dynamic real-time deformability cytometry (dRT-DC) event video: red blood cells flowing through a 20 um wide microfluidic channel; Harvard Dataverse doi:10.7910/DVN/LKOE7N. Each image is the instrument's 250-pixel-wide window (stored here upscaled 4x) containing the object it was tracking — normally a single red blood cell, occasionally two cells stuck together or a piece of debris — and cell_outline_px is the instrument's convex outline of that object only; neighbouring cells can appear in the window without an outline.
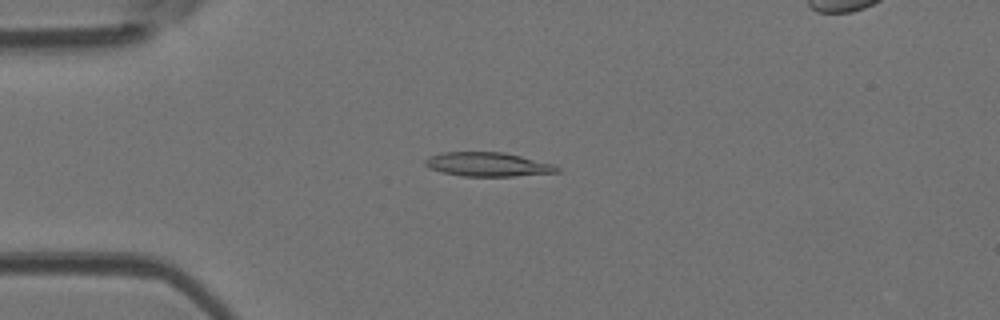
{"species": "Egyptian fruit bat (a non-hibernating species)", "species_latin": "Rousettus aegyptiacus", "temperature_condition": "room temperature", "stored_images_in_passage": 5, "camera_frame_rate_fps": 3000, "um_per_image_px": 0.085, "animal": {"sex": "female"}, "frame": {"image": 1, "passage_image": 4, "time_ms": 1.0, "image_size_px": [1000, 320], "cell_outline_px": [[560, 172], [516, 176], [464, 176], [444, 172], [428, 168], [424, 164], [424, 160], [428, 156], [444, 152], [504, 152], [552, 164], [560, 168]], "centroid_in_image_um": [41.44, 13.97], "position_along_channel_um": 43.6, "area_um2": 18.38}}